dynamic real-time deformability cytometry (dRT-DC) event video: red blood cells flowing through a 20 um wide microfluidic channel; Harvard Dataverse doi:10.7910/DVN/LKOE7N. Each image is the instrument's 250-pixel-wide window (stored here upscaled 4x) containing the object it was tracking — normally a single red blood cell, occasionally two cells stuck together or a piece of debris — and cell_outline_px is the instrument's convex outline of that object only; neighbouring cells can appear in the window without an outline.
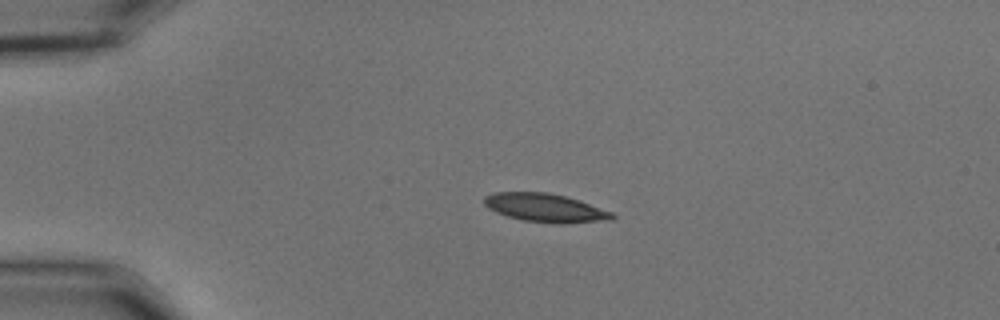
{"species": "common noctule bat (a hibernating species)", "species_latin": "Nyctalus noctula", "temperature_condition": "cold", "stored_images_in_passage": 43, "camera_frame_rate_fps": 3000, "um_per_image_px": 0.085, "animal": {"sex": "male", "body_mass_g": 15.6}, "frame": {"image": 1, "passage_image": 1, "time_ms": 0.0, "image_size_px": [1000, 320], "cell_outline_px": [[616, 216], [612, 220], [564, 224], [556, 224], [524, 220], [508, 216], [496, 212], [488, 208], [484, 204], [484, 196], [496, 192], [548, 192], [564, 196], [612, 212]], "centroid_in_image_um": [46.34, 17.67], "position_along_channel_um": 38.7, "area_um2": 21.1}}
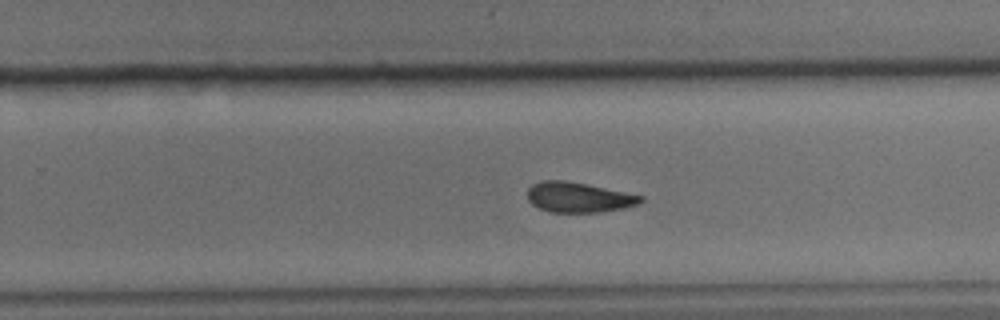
{"frame": {"image": 2, "passage_image": 24, "time_ms": 7.667, "image_size_px": [1000, 320], "cell_outline_px": [[644, 200], [636, 204], [620, 208], [600, 212], [548, 212], [532, 204], [528, 200], [528, 188], [532, 184], [544, 180], [564, 180], [644, 196]], "centroid_in_image_um": [49.13, 16.77], "position_along_channel_um": 280.7, "area_um2": 19.54}}
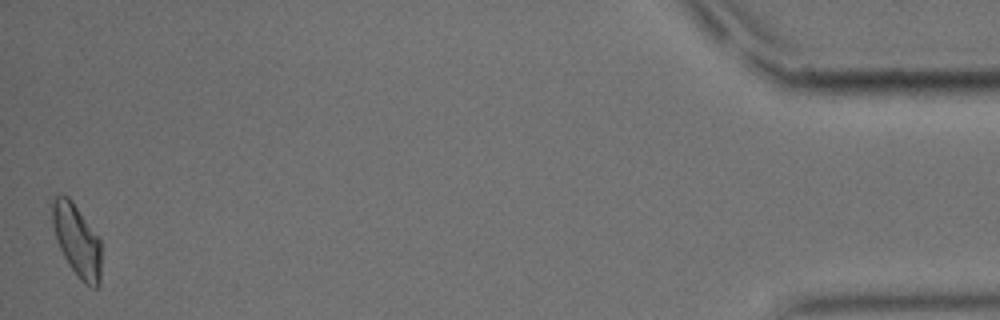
{"frame": {"image": 3, "passage_image": 43, "time_ms": 14.0, "image_size_px": [1000, 320], "cell_outline_px": [[100, 284], [96, 288], [92, 288], [84, 284], [80, 280], [68, 264], [60, 248], [52, 224], [52, 200], [56, 196], [68, 196], [72, 200], [100, 236]], "centroid_in_image_um": [6.56, 20.44], "position_along_channel_um": 428.6, "area_um2": 20.75}, "authors_computed_cell_mechanics": {"area_um2": 20.7502, "velocity_mm_per_s": 3.6561, "shape_relaxation_time_tau1_ms": 5.1629, "shape_relaxation_time_tau2_ms": 4.591, "deformation_change_tau1": 0.144, "deformation_change_tau2": 0.1156}}